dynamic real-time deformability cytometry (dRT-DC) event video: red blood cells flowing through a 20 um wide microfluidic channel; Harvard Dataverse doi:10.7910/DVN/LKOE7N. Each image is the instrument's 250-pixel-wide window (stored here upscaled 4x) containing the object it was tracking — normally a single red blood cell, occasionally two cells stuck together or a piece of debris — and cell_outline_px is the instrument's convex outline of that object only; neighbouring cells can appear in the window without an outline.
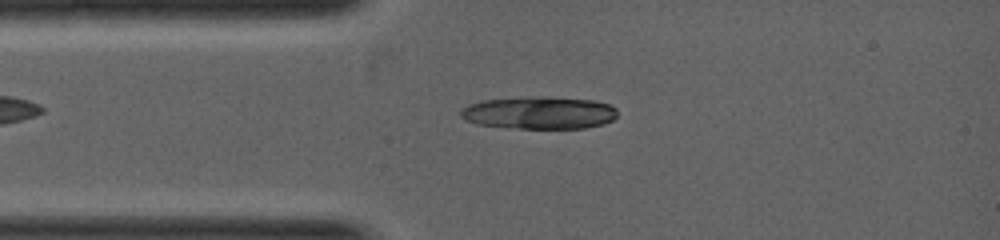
{"species": "common noctule bat (a hibernating species)", "species_latin": "Nyctalus noctula", "temperature_condition": "warm", "stored_images_in_passage": 6, "camera_frame_rate_fps": 5000, "um_per_image_px": 0.085, "animal": {"sex": "female", "body_mass_g": 19.0, "forearm_length_mm": 53.3}, "frame": {"image": 1, "passage_image": 5, "time_ms": 1.0, "image_size_px": [1000, 240], "cell_outline_px": [[616, 116], [612, 120], [604, 124], [584, 128], [516, 128], [476, 124], [464, 120], [460, 116], [460, 108], [468, 104], [480, 100], [532, 96], [548, 96], [596, 100], [608, 104], [616, 108]], "centroid_in_image_um": [45.8, 9.57], "position_along_channel_um": 39.2, "area_um2": 30.11}}